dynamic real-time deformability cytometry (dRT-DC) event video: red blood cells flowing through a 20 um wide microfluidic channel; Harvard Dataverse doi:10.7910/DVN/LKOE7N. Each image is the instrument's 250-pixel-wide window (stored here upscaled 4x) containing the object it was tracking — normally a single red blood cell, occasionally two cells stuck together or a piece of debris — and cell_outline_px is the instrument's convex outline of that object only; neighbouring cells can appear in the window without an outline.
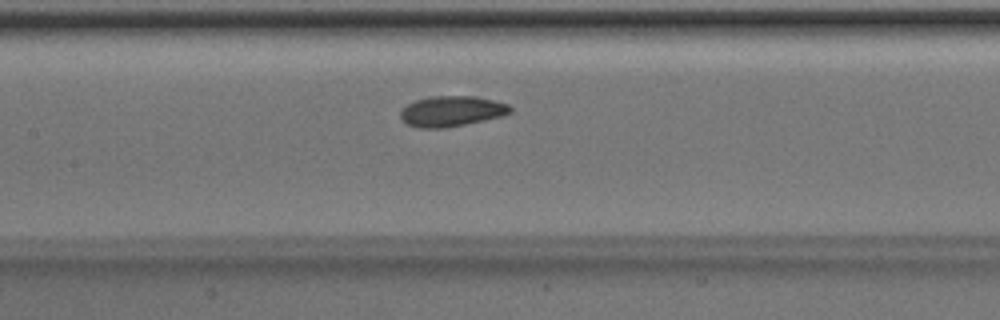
{"species": "Egyptian fruit bat (a non-hibernating species)", "species_latin": "Rousettus aegyptiacus", "temperature_condition": "room temperature", "stored_images_in_passage": 44, "camera_frame_rate_fps": 3000, "um_per_image_px": 0.085, "animal": {"sex": "male"}, "frame": {"image": 1, "passage_image": 17, "time_ms": 5.333, "image_size_px": [1000, 320], "cell_outline_px": [[512, 112], [500, 116], [484, 120], [444, 128], [416, 128], [408, 124], [400, 116], [400, 108], [416, 100], [432, 96], [476, 96], [508, 104], [512, 108]], "centroid_in_image_um": [38.36, 9.45], "position_along_channel_um": 169.0, "area_um2": 19.42}}
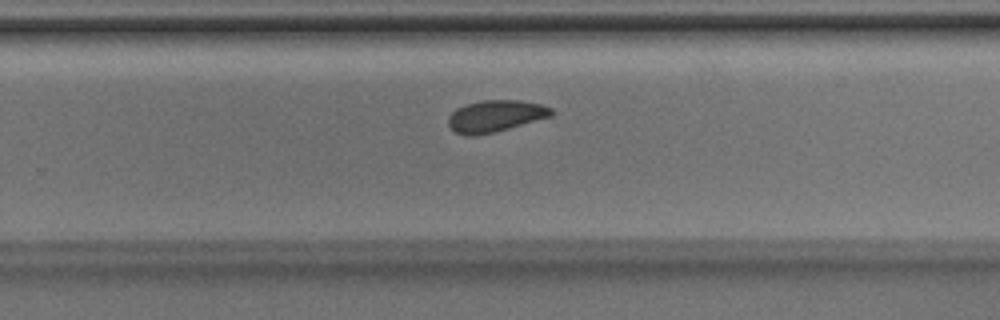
{"frame": {"image": 2, "passage_image": 26, "time_ms": 8.333, "image_size_px": [1000, 320], "cell_outline_px": [[552, 116], [508, 128], [492, 132], [472, 136], [468, 136], [456, 132], [448, 124], [448, 116], [456, 108], [480, 100], [520, 100], [540, 104], [552, 108]], "centroid_in_image_um": [42.09, 9.85], "position_along_channel_um": 287.7, "area_um2": 18.79}}
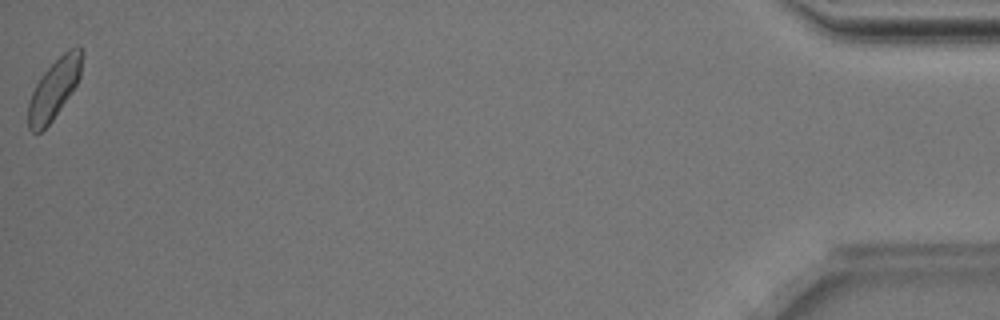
{"frame": {"image": 3, "passage_image": 44, "time_ms": 14.333, "image_size_px": [1000, 320], "cell_outline_px": [[80, 76], [76, 84], [52, 120], [40, 132], [32, 132], [28, 128], [28, 104], [32, 92], [36, 84], [44, 72], [64, 52], [72, 48], [80, 48]], "centroid_in_image_um": [4.54, 7.61], "position_along_channel_um": 430.7, "area_um2": 17.8}, "authors_computed_cell_mechanics": {"area_um2": 18.9295, "velocity_mm_per_s": 3.979, "shape_relaxation_time_tau1_ms": 2.8846, "shape_relaxation_time_tau2_ms": 10.7961, "deformation_change_tau1": 0.0719, "deformation_change_tau2": 0.1068}}